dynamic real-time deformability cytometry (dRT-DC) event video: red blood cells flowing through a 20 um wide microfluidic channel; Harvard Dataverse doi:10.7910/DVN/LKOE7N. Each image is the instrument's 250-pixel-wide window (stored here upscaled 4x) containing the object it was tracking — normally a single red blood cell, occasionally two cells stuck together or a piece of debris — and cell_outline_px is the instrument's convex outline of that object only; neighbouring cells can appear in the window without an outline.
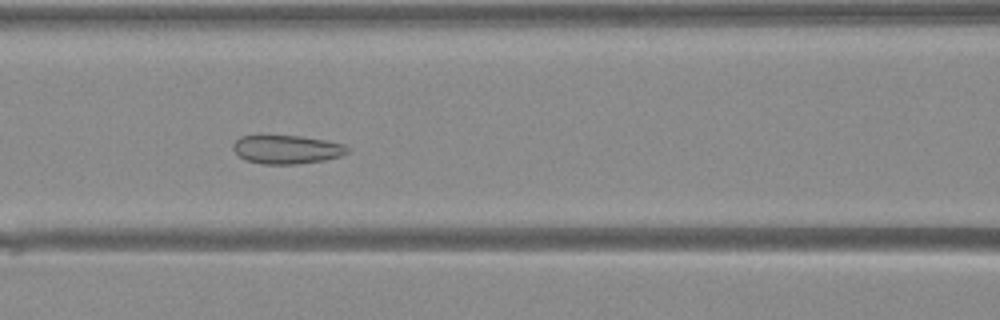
{"species": "Egyptian fruit bat (a non-hibernating species)", "species_latin": "Rousettus aegyptiacus", "temperature_condition": "warm", "stored_images_in_passage": 24, "camera_frame_rate_fps": 3000, "um_per_image_px": 0.085, "animal": {"sex": "female"}, "frame": {"image": 1, "passage_image": 12, "time_ms": 3.667, "image_size_px": [1000, 320], "cell_outline_px": [[348, 152], [340, 156], [324, 160], [296, 164], [264, 164], [244, 160], [232, 148], [232, 144], [240, 136], [300, 136], [324, 140], [344, 144], [348, 148]], "centroid_in_image_um": [24.36, 12.71], "position_along_channel_um": 142.2, "area_um2": 18.9}}
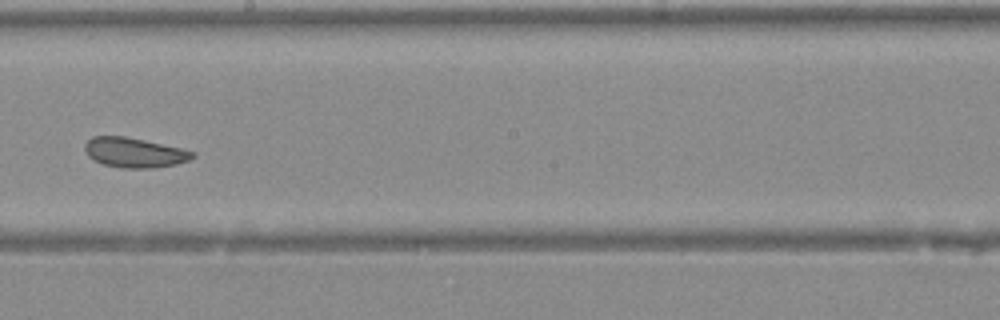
{"frame": {"image": 2, "passage_image": 18, "time_ms": 5.667, "image_size_px": [1000, 320], "cell_outline_px": [[196, 156], [188, 160], [176, 164], [156, 168], [120, 168], [104, 164], [88, 156], [84, 148], [84, 144], [92, 136], [124, 136], [144, 140], [180, 148], [196, 152]], "centroid_in_image_um": [11.43, 12.97], "position_along_channel_um": 236.8, "area_um2": 18.67}}
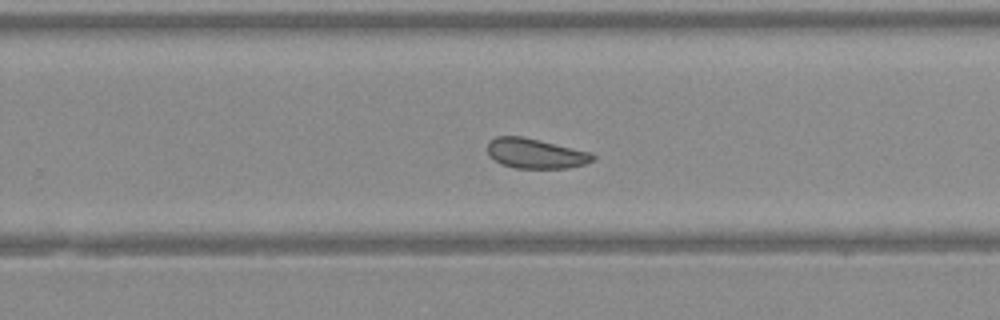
{"frame": {"image": 3, "passage_image": 21, "time_ms": 6.667, "image_size_px": [1000, 320], "cell_outline_px": [[596, 156], [592, 160], [584, 164], [568, 168], [516, 168], [500, 164], [488, 156], [488, 140], [496, 136], [520, 136], [540, 140], [592, 152]], "centroid_in_image_um": [45.49, 13.04], "position_along_channel_um": 284.3, "area_um2": 18.5}}